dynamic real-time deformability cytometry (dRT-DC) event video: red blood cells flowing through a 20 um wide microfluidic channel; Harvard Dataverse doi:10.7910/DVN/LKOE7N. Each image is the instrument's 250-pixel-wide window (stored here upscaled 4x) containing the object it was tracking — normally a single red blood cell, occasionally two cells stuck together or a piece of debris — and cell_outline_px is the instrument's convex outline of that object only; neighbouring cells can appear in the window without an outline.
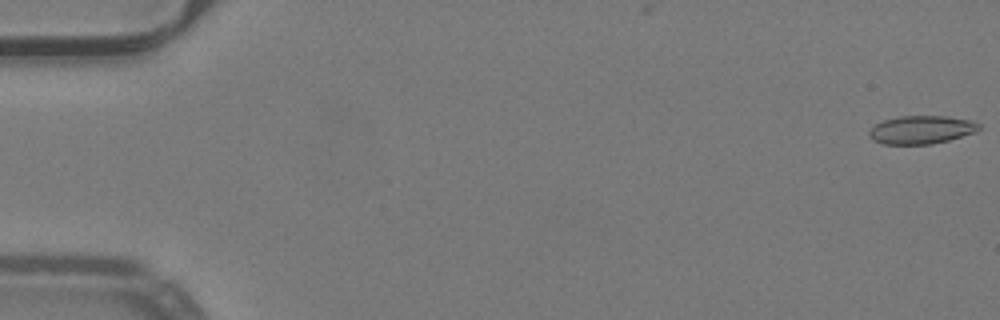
{"species": "common noctule bat (a hibernating species)", "species_latin": "Nyctalus noctula", "temperature_condition": "warm", "stored_images_in_passage": 8, "camera_frame_rate_fps": 3000, "um_per_image_px": 0.085, "animal": {"sex": "male", "body_mass_g": 19.2, "forearm_length_mm": 51.8}, "frame": {"image": 1, "passage_image": 1, "time_ms": 0.0, "image_size_px": [1000, 320], "cell_outline_px": [[980, 128], [976, 132], [948, 140], [932, 144], [884, 144], [872, 140], [868, 136], [868, 132], [876, 124], [884, 120], [896, 116], [948, 116], [972, 120], [980, 124]], "centroid_in_image_um": [78.32, 11.02], "position_along_channel_um": 6.7, "area_um2": 18.15}}